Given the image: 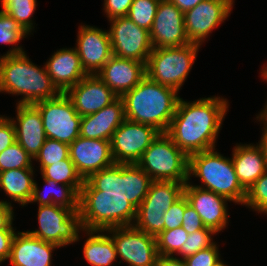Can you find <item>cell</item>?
<instances>
[{"instance_id":"cell-12","label":"cell","mask_w":267,"mask_h":266,"mask_svg":"<svg viewBox=\"0 0 267 266\" xmlns=\"http://www.w3.org/2000/svg\"><path fill=\"white\" fill-rule=\"evenodd\" d=\"M112 238L118 258L128 266H155L158 257L156 238L135 226L112 227L106 230Z\"/></svg>"},{"instance_id":"cell-6","label":"cell","mask_w":267,"mask_h":266,"mask_svg":"<svg viewBox=\"0 0 267 266\" xmlns=\"http://www.w3.org/2000/svg\"><path fill=\"white\" fill-rule=\"evenodd\" d=\"M151 177L137 164H114L90 175L81 190L122 194L136 209L146 197Z\"/></svg>"},{"instance_id":"cell-1","label":"cell","mask_w":267,"mask_h":266,"mask_svg":"<svg viewBox=\"0 0 267 266\" xmlns=\"http://www.w3.org/2000/svg\"><path fill=\"white\" fill-rule=\"evenodd\" d=\"M228 101L219 96L192 102L180 98L166 134L188 157L215 148Z\"/></svg>"},{"instance_id":"cell-17","label":"cell","mask_w":267,"mask_h":266,"mask_svg":"<svg viewBox=\"0 0 267 266\" xmlns=\"http://www.w3.org/2000/svg\"><path fill=\"white\" fill-rule=\"evenodd\" d=\"M76 42L75 48L87 75H96L112 56L108 30L81 25Z\"/></svg>"},{"instance_id":"cell-15","label":"cell","mask_w":267,"mask_h":266,"mask_svg":"<svg viewBox=\"0 0 267 266\" xmlns=\"http://www.w3.org/2000/svg\"><path fill=\"white\" fill-rule=\"evenodd\" d=\"M233 6L230 0H203L185 12L184 27L189 42L202 45L209 34L227 19Z\"/></svg>"},{"instance_id":"cell-38","label":"cell","mask_w":267,"mask_h":266,"mask_svg":"<svg viewBox=\"0 0 267 266\" xmlns=\"http://www.w3.org/2000/svg\"><path fill=\"white\" fill-rule=\"evenodd\" d=\"M244 205L267 215V171L247 191Z\"/></svg>"},{"instance_id":"cell-24","label":"cell","mask_w":267,"mask_h":266,"mask_svg":"<svg viewBox=\"0 0 267 266\" xmlns=\"http://www.w3.org/2000/svg\"><path fill=\"white\" fill-rule=\"evenodd\" d=\"M124 120V102L121 97H118L98 112L82 116L80 136L87 139L111 141L113 133Z\"/></svg>"},{"instance_id":"cell-31","label":"cell","mask_w":267,"mask_h":266,"mask_svg":"<svg viewBox=\"0 0 267 266\" xmlns=\"http://www.w3.org/2000/svg\"><path fill=\"white\" fill-rule=\"evenodd\" d=\"M3 12L11 16L21 27L30 34L35 23L31 17L36 10L37 0H0ZM34 24V25H33Z\"/></svg>"},{"instance_id":"cell-43","label":"cell","mask_w":267,"mask_h":266,"mask_svg":"<svg viewBox=\"0 0 267 266\" xmlns=\"http://www.w3.org/2000/svg\"><path fill=\"white\" fill-rule=\"evenodd\" d=\"M181 226L188 234L194 233L195 231L203 229L205 227L202 223L199 214L195 211V209L192 206L188 204L186 197H185V212Z\"/></svg>"},{"instance_id":"cell-3","label":"cell","mask_w":267,"mask_h":266,"mask_svg":"<svg viewBox=\"0 0 267 266\" xmlns=\"http://www.w3.org/2000/svg\"><path fill=\"white\" fill-rule=\"evenodd\" d=\"M23 95L17 104H35L61 92L53 84L46 66L34 64L24 53L0 57V93Z\"/></svg>"},{"instance_id":"cell-50","label":"cell","mask_w":267,"mask_h":266,"mask_svg":"<svg viewBox=\"0 0 267 266\" xmlns=\"http://www.w3.org/2000/svg\"><path fill=\"white\" fill-rule=\"evenodd\" d=\"M224 261H222V259L220 261H218L214 266H228L225 263H223Z\"/></svg>"},{"instance_id":"cell-45","label":"cell","mask_w":267,"mask_h":266,"mask_svg":"<svg viewBox=\"0 0 267 266\" xmlns=\"http://www.w3.org/2000/svg\"><path fill=\"white\" fill-rule=\"evenodd\" d=\"M16 231H0V261L8 260Z\"/></svg>"},{"instance_id":"cell-21","label":"cell","mask_w":267,"mask_h":266,"mask_svg":"<svg viewBox=\"0 0 267 266\" xmlns=\"http://www.w3.org/2000/svg\"><path fill=\"white\" fill-rule=\"evenodd\" d=\"M96 76L121 97L146 76V64L112 55Z\"/></svg>"},{"instance_id":"cell-51","label":"cell","mask_w":267,"mask_h":266,"mask_svg":"<svg viewBox=\"0 0 267 266\" xmlns=\"http://www.w3.org/2000/svg\"><path fill=\"white\" fill-rule=\"evenodd\" d=\"M263 109L267 112V101H266L265 106H264Z\"/></svg>"},{"instance_id":"cell-41","label":"cell","mask_w":267,"mask_h":266,"mask_svg":"<svg viewBox=\"0 0 267 266\" xmlns=\"http://www.w3.org/2000/svg\"><path fill=\"white\" fill-rule=\"evenodd\" d=\"M133 0H104L103 10L108 20L128 15Z\"/></svg>"},{"instance_id":"cell-10","label":"cell","mask_w":267,"mask_h":266,"mask_svg":"<svg viewBox=\"0 0 267 266\" xmlns=\"http://www.w3.org/2000/svg\"><path fill=\"white\" fill-rule=\"evenodd\" d=\"M37 216L39 227L28 230L31 235L60 247L79 241L83 230L79 211L54 204L40 205Z\"/></svg>"},{"instance_id":"cell-48","label":"cell","mask_w":267,"mask_h":266,"mask_svg":"<svg viewBox=\"0 0 267 266\" xmlns=\"http://www.w3.org/2000/svg\"><path fill=\"white\" fill-rule=\"evenodd\" d=\"M183 13L189 11L203 0H169Z\"/></svg>"},{"instance_id":"cell-33","label":"cell","mask_w":267,"mask_h":266,"mask_svg":"<svg viewBox=\"0 0 267 266\" xmlns=\"http://www.w3.org/2000/svg\"><path fill=\"white\" fill-rule=\"evenodd\" d=\"M155 238L158 255L177 256V253L188 239V233L180 226L172 230H164Z\"/></svg>"},{"instance_id":"cell-23","label":"cell","mask_w":267,"mask_h":266,"mask_svg":"<svg viewBox=\"0 0 267 266\" xmlns=\"http://www.w3.org/2000/svg\"><path fill=\"white\" fill-rule=\"evenodd\" d=\"M16 106V118H10L15 126L16 141L34 159L47 139L41 114L32 104Z\"/></svg>"},{"instance_id":"cell-13","label":"cell","mask_w":267,"mask_h":266,"mask_svg":"<svg viewBox=\"0 0 267 266\" xmlns=\"http://www.w3.org/2000/svg\"><path fill=\"white\" fill-rule=\"evenodd\" d=\"M112 55L147 63L153 50L150 32L137 26L129 17L108 20Z\"/></svg>"},{"instance_id":"cell-16","label":"cell","mask_w":267,"mask_h":266,"mask_svg":"<svg viewBox=\"0 0 267 266\" xmlns=\"http://www.w3.org/2000/svg\"><path fill=\"white\" fill-rule=\"evenodd\" d=\"M150 32L153 48L189 45L184 13L169 0H160Z\"/></svg>"},{"instance_id":"cell-19","label":"cell","mask_w":267,"mask_h":266,"mask_svg":"<svg viewBox=\"0 0 267 266\" xmlns=\"http://www.w3.org/2000/svg\"><path fill=\"white\" fill-rule=\"evenodd\" d=\"M183 194L188 204L199 214L205 227L220 233L229 224L228 202L226 197L216 194L190 183V179L184 185Z\"/></svg>"},{"instance_id":"cell-34","label":"cell","mask_w":267,"mask_h":266,"mask_svg":"<svg viewBox=\"0 0 267 266\" xmlns=\"http://www.w3.org/2000/svg\"><path fill=\"white\" fill-rule=\"evenodd\" d=\"M32 160L16 141L0 153V172L11 169H35Z\"/></svg>"},{"instance_id":"cell-42","label":"cell","mask_w":267,"mask_h":266,"mask_svg":"<svg viewBox=\"0 0 267 266\" xmlns=\"http://www.w3.org/2000/svg\"><path fill=\"white\" fill-rule=\"evenodd\" d=\"M16 142V131L14 123L9 116L0 118V153Z\"/></svg>"},{"instance_id":"cell-32","label":"cell","mask_w":267,"mask_h":266,"mask_svg":"<svg viewBox=\"0 0 267 266\" xmlns=\"http://www.w3.org/2000/svg\"><path fill=\"white\" fill-rule=\"evenodd\" d=\"M29 35L21 25L16 22L11 16L3 11H0V43L14 45L4 55H17L24 53L22 46H17L23 38Z\"/></svg>"},{"instance_id":"cell-29","label":"cell","mask_w":267,"mask_h":266,"mask_svg":"<svg viewBox=\"0 0 267 266\" xmlns=\"http://www.w3.org/2000/svg\"><path fill=\"white\" fill-rule=\"evenodd\" d=\"M35 169H11L0 172V188L12 201L27 206L34 188Z\"/></svg>"},{"instance_id":"cell-7","label":"cell","mask_w":267,"mask_h":266,"mask_svg":"<svg viewBox=\"0 0 267 266\" xmlns=\"http://www.w3.org/2000/svg\"><path fill=\"white\" fill-rule=\"evenodd\" d=\"M137 165L153 181L189 180V157L172 141L166 133H160L144 151Z\"/></svg>"},{"instance_id":"cell-4","label":"cell","mask_w":267,"mask_h":266,"mask_svg":"<svg viewBox=\"0 0 267 266\" xmlns=\"http://www.w3.org/2000/svg\"><path fill=\"white\" fill-rule=\"evenodd\" d=\"M216 149H209L189 156L188 176L199 178L196 187L222 195L230 201L244 205L247 191L241 186L231 158Z\"/></svg>"},{"instance_id":"cell-11","label":"cell","mask_w":267,"mask_h":266,"mask_svg":"<svg viewBox=\"0 0 267 266\" xmlns=\"http://www.w3.org/2000/svg\"><path fill=\"white\" fill-rule=\"evenodd\" d=\"M33 105L41 114L46 138L71 144L80 136L82 116L65 93Z\"/></svg>"},{"instance_id":"cell-9","label":"cell","mask_w":267,"mask_h":266,"mask_svg":"<svg viewBox=\"0 0 267 266\" xmlns=\"http://www.w3.org/2000/svg\"><path fill=\"white\" fill-rule=\"evenodd\" d=\"M184 185L176 181H152L146 197L136 209L133 226L155 237L164 231L165 212L183 195Z\"/></svg>"},{"instance_id":"cell-14","label":"cell","mask_w":267,"mask_h":266,"mask_svg":"<svg viewBox=\"0 0 267 266\" xmlns=\"http://www.w3.org/2000/svg\"><path fill=\"white\" fill-rule=\"evenodd\" d=\"M161 132L147 124L125 119L111 138V152L116 164H137L144 151Z\"/></svg>"},{"instance_id":"cell-22","label":"cell","mask_w":267,"mask_h":266,"mask_svg":"<svg viewBox=\"0 0 267 266\" xmlns=\"http://www.w3.org/2000/svg\"><path fill=\"white\" fill-rule=\"evenodd\" d=\"M61 248L43 241L27 231H17L13 237L8 260L12 266H52V252Z\"/></svg>"},{"instance_id":"cell-27","label":"cell","mask_w":267,"mask_h":266,"mask_svg":"<svg viewBox=\"0 0 267 266\" xmlns=\"http://www.w3.org/2000/svg\"><path fill=\"white\" fill-rule=\"evenodd\" d=\"M82 232L87 236L83 245V255L88 264L111 266L118 256L110 235L104 230L83 229Z\"/></svg>"},{"instance_id":"cell-47","label":"cell","mask_w":267,"mask_h":266,"mask_svg":"<svg viewBox=\"0 0 267 266\" xmlns=\"http://www.w3.org/2000/svg\"><path fill=\"white\" fill-rule=\"evenodd\" d=\"M155 266H186L183 259L176 256L158 255Z\"/></svg>"},{"instance_id":"cell-25","label":"cell","mask_w":267,"mask_h":266,"mask_svg":"<svg viewBox=\"0 0 267 266\" xmlns=\"http://www.w3.org/2000/svg\"><path fill=\"white\" fill-rule=\"evenodd\" d=\"M48 75L61 93L87 76L76 48H62L52 54L45 63Z\"/></svg>"},{"instance_id":"cell-46","label":"cell","mask_w":267,"mask_h":266,"mask_svg":"<svg viewBox=\"0 0 267 266\" xmlns=\"http://www.w3.org/2000/svg\"><path fill=\"white\" fill-rule=\"evenodd\" d=\"M256 119L261 123H263L264 125V127L262 128V135L258 143L262 148L264 157L266 158L267 161V112L264 109H262L259 115L256 116Z\"/></svg>"},{"instance_id":"cell-36","label":"cell","mask_w":267,"mask_h":266,"mask_svg":"<svg viewBox=\"0 0 267 266\" xmlns=\"http://www.w3.org/2000/svg\"><path fill=\"white\" fill-rule=\"evenodd\" d=\"M69 157V144L55 139L47 138L33 160L40 165V171L45 167L52 165Z\"/></svg>"},{"instance_id":"cell-30","label":"cell","mask_w":267,"mask_h":266,"mask_svg":"<svg viewBox=\"0 0 267 266\" xmlns=\"http://www.w3.org/2000/svg\"><path fill=\"white\" fill-rule=\"evenodd\" d=\"M40 173L43 179H52L57 183L69 185L80 194L84 180L78 174L74 163L69 157L52 165L45 166Z\"/></svg>"},{"instance_id":"cell-26","label":"cell","mask_w":267,"mask_h":266,"mask_svg":"<svg viewBox=\"0 0 267 266\" xmlns=\"http://www.w3.org/2000/svg\"><path fill=\"white\" fill-rule=\"evenodd\" d=\"M231 159L237 178L246 191L267 171V161L258 143L234 146Z\"/></svg>"},{"instance_id":"cell-44","label":"cell","mask_w":267,"mask_h":266,"mask_svg":"<svg viewBox=\"0 0 267 266\" xmlns=\"http://www.w3.org/2000/svg\"><path fill=\"white\" fill-rule=\"evenodd\" d=\"M12 202L0 201V231H15L13 227L14 209Z\"/></svg>"},{"instance_id":"cell-39","label":"cell","mask_w":267,"mask_h":266,"mask_svg":"<svg viewBox=\"0 0 267 266\" xmlns=\"http://www.w3.org/2000/svg\"><path fill=\"white\" fill-rule=\"evenodd\" d=\"M214 243L212 246L196 252L184 260L186 266H214L221 260L219 245Z\"/></svg>"},{"instance_id":"cell-18","label":"cell","mask_w":267,"mask_h":266,"mask_svg":"<svg viewBox=\"0 0 267 266\" xmlns=\"http://www.w3.org/2000/svg\"><path fill=\"white\" fill-rule=\"evenodd\" d=\"M69 158L83 180L115 164L111 142L104 139H87L79 136L69 144Z\"/></svg>"},{"instance_id":"cell-2","label":"cell","mask_w":267,"mask_h":266,"mask_svg":"<svg viewBox=\"0 0 267 266\" xmlns=\"http://www.w3.org/2000/svg\"><path fill=\"white\" fill-rule=\"evenodd\" d=\"M121 98L125 119L155 127L166 133L176 112L180 96L178 91L156 83L147 75Z\"/></svg>"},{"instance_id":"cell-35","label":"cell","mask_w":267,"mask_h":266,"mask_svg":"<svg viewBox=\"0 0 267 266\" xmlns=\"http://www.w3.org/2000/svg\"><path fill=\"white\" fill-rule=\"evenodd\" d=\"M160 0H133L127 17L137 26L151 30Z\"/></svg>"},{"instance_id":"cell-40","label":"cell","mask_w":267,"mask_h":266,"mask_svg":"<svg viewBox=\"0 0 267 266\" xmlns=\"http://www.w3.org/2000/svg\"><path fill=\"white\" fill-rule=\"evenodd\" d=\"M185 212V195L183 194L166 212L165 230H172L182 225Z\"/></svg>"},{"instance_id":"cell-20","label":"cell","mask_w":267,"mask_h":266,"mask_svg":"<svg viewBox=\"0 0 267 266\" xmlns=\"http://www.w3.org/2000/svg\"><path fill=\"white\" fill-rule=\"evenodd\" d=\"M65 94L80 116L94 114L118 98L96 75H87Z\"/></svg>"},{"instance_id":"cell-28","label":"cell","mask_w":267,"mask_h":266,"mask_svg":"<svg viewBox=\"0 0 267 266\" xmlns=\"http://www.w3.org/2000/svg\"><path fill=\"white\" fill-rule=\"evenodd\" d=\"M43 181L46 188L44 191H41V193L35 180L29 203L38 202V206L54 204L72 209L74 212L79 211L80 194L73 187L62 183H57L52 179H43ZM45 190L47 192H45Z\"/></svg>"},{"instance_id":"cell-8","label":"cell","mask_w":267,"mask_h":266,"mask_svg":"<svg viewBox=\"0 0 267 266\" xmlns=\"http://www.w3.org/2000/svg\"><path fill=\"white\" fill-rule=\"evenodd\" d=\"M200 46L190 43L180 47L153 48L146 63V75L156 83L179 92L192 69Z\"/></svg>"},{"instance_id":"cell-5","label":"cell","mask_w":267,"mask_h":266,"mask_svg":"<svg viewBox=\"0 0 267 266\" xmlns=\"http://www.w3.org/2000/svg\"><path fill=\"white\" fill-rule=\"evenodd\" d=\"M79 212L85 230L131 226L136 218V208L122 194L100 190L80 191Z\"/></svg>"},{"instance_id":"cell-49","label":"cell","mask_w":267,"mask_h":266,"mask_svg":"<svg viewBox=\"0 0 267 266\" xmlns=\"http://www.w3.org/2000/svg\"><path fill=\"white\" fill-rule=\"evenodd\" d=\"M261 77L265 80V81H267V64H265L264 66H263V69H261Z\"/></svg>"},{"instance_id":"cell-37","label":"cell","mask_w":267,"mask_h":266,"mask_svg":"<svg viewBox=\"0 0 267 266\" xmlns=\"http://www.w3.org/2000/svg\"><path fill=\"white\" fill-rule=\"evenodd\" d=\"M216 234L214 230L208 227L188 234V239L177 254L182 257L181 259H185L202 249L212 246L215 243L212 239Z\"/></svg>"}]
</instances>
